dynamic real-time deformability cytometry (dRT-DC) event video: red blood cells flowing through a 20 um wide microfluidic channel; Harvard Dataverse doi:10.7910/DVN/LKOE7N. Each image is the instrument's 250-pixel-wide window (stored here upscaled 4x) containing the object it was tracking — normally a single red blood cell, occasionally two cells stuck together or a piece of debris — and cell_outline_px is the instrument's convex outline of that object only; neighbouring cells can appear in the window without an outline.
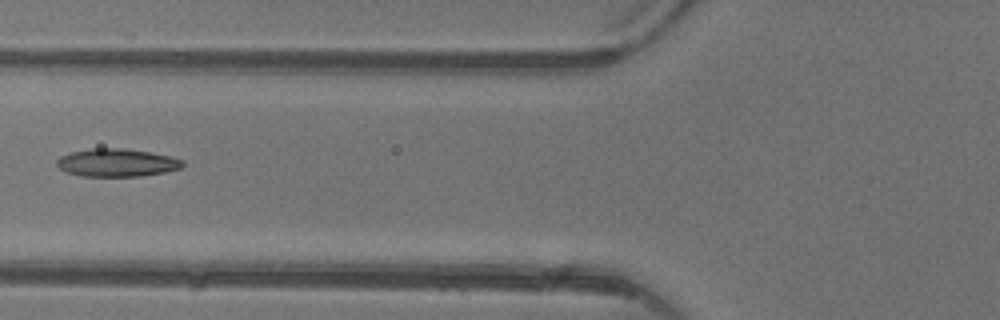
{"species": "common noctule bat (a hibernating species)", "species_latin": "Nyctalus noctula", "temperature_condition": "warm", "stored_images_in_passage": 4, "camera_frame_rate_fps": 3000, "um_per_image_px": 0.085, "animal": {"sex": "female"}, "frame": {"image": 1, "passage_image": 3, "time_ms": 2.333, "image_size_px": [1000, 320], "cell_outline_px": [[184, 164], [180, 168], [164, 172], [140, 176], [80, 176], [64, 172], [56, 164], [56, 160], [60, 156], [72, 152], [92, 148], [124, 148], [152, 152], [172, 156], [184, 160]], "centroid_in_image_um": [9.93, 13.82], "position_along_channel_um": 115.9, "area_um2": 20.63}}
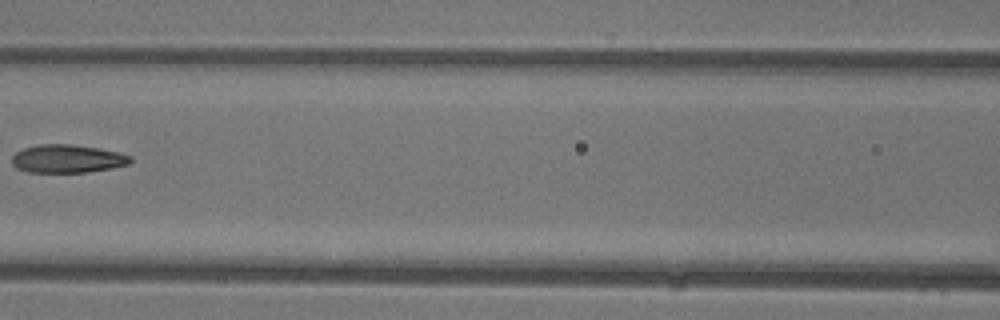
{"frame": {"image": 2, "passage_image": 4, "time_ms": 3.333, "image_size_px": [1000, 320], "cell_outline_px": [[132, 160], [128, 164], [112, 168], [88, 172], [28, 172], [16, 168], [12, 164], [12, 156], [16, 152], [24, 148], [40, 144], [72, 144], [100, 148], [120, 152], [132, 156]], "centroid_in_image_um": [5.74, 13.49], "position_along_channel_um": 160.9, "area_um2": 19.59}}